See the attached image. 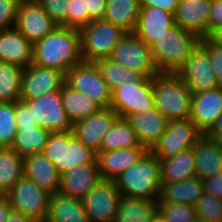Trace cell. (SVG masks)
<instances>
[{
    "instance_id": "6da1fadb",
    "label": "cell",
    "mask_w": 222,
    "mask_h": 222,
    "mask_svg": "<svg viewBox=\"0 0 222 222\" xmlns=\"http://www.w3.org/2000/svg\"><path fill=\"white\" fill-rule=\"evenodd\" d=\"M33 61L42 67L66 74L83 62L79 30L58 26L50 34L33 43Z\"/></svg>"
},
{
    "instance_id": "7a4b0ae2",
    "label": "cell",
    "mask_w": 222,
    "mask_h": 222,
    "mask_svg": "<svg viewBox=\"0 0 222 222\" xmlns=\"http://www.w3.org/2000/svg\"><path fill=\"white\" fill-rule=\"evenodd\" d=\"M200 38L174 24L152 45L153 62L159 73H176L198 47Z\"/></svg>"
},
{
    "instance_id": "3957f363",
    "label": "cell",
    "mask_w": 222,
    "mask_h": 222,
    "mask_svg": "<svg viewBox=\"0 0 222 222\" xmlns=\"http://www.w3.org/2000/svg\"><path fill=\"white\" fill-rule=\"evenodd\" d=\"M114 182L121 195L157 202L161 187L159 158L148 151Z\"/></svg>"
},
{
    "instance_id": "277c9868",
    "label": "cell",
    "mask_w": 222,
    "mask_h": 222,
    "mask_svg": "<svg viewBox=\"0 0 222 222\" xmlns=\"http://www.w3.org/2000/svg\"><path fill=\"white\" fill-rule=\"evenodd\" d=\"M155 108L168 120L190 118L192 93L177 73L153 77Z\"/></svg>"
},
{
    "instance_id": "5b68a950",
    "label": "cell",
    "mask_w": 222,
    "mask_h": 222,
    "mask_svg": "<svg viewBox=\"0 0 222 222\" xmlns=\"http://www.w3.org/2000/svg\"><path fill=\"white\" fill-rule=\"evenodd\" d=\"M60 175L79 165L97 162V154L81 143L72 131L51 132L42 152Z\"/></svg>"
},
{
    "instance_id": "8992f818",
    "label": "cell",
    "mask_w": 222,
    "mask_h": 222,
    "mask_svg": "<svg viewBox=\"0 0 222 222\" xmlns=\"http://www.w3.org/2000/svg\"><path fill=\"white\" fill-rule=\"evenodd\" d=\"M79 33L83 62L96 63L108 59L127 32L109 21L99 19L80 29Z\"/></svg>"
},
{
    "instance_id": "52a82bcc",
    "label": "cell",
    "mask_w": 222,
    "mask_h": 222,
    "mask_svg": "<svg viewBox=\"0 0 222 222\" xmlns=\"http://www.w3.org/2000/svg\"><path fill=\"white\" fill-rule=\"evenodd\" d=\"M108 60L153 78L159 72L153 62L151 46L143 42L134 32H127L112 50Z\"/></svg>"
},
{
    "instance_id": "ba28073f",
    "label": "cell",
    "mask_w": 222,
    "mask_h": 222,
    "mask_svg": "<svg viewBox=\"0 0 222 222\" xmlns=\"http://www.w3.org/2000/svg\"><path fill=\"white\" fill-rule=\"evenodd\" d=\"M4 196L13 210L34 222H46L50 195L31 180L22 176Z\"/></svg>"
},
{
    "instance_id": "9c48e42d",
    "label": "cell",
    "mask_w": 222,
    "mask_h": 222,
    "mask_svg": "<svg viewBox=\"0 0 222 222\" xmlns=\"http://www.w3.org/2000/svg\"><path fill=\"white\" fill-rule=\"evenodd\" d=\"M110 108L122 118L155 108L153 78L144 77L140 82L129 80L116 88L112 92Z\"/></svg>"
},
{
    "instance_id": "30bf717a",
    "label": "cell",
    "mask_w": 222,
    "mask_h": 222,
    "mask_svg": "<svg viewBox=\"0 0 222 222\" xmlns=\"http://www.w3.org/2000/svg\"><path fill=\"white\" fill-rule=\"evenodd\" d=\"M65 82L71 88L91 98L102 108H110L112 92L96 63L81 62L73 66L65 74Z\"/></svg>"
},
{
    "instance_id": "8fae6325",
    "label": "cell",
    "mask_w": 222,
    "mask_h": 222,
    "mask_svg": "<svg viewBox=\"0 0 222 222\" xmlns=\"http://www.w3.org/2000/svg\"><path fill=\"white\" fill-rule=\"evenodd\" d=\"M202 133L187 119L168 121L165 133L149 150L158 158H169L193 148Z\"/></svg>"
},
{
    "instance_id": "7c38bea8",
    "label": "cell",
    "mask_w": 222,
    "mask_h": 222,
    "mask_svg": "<svg viewBox=\"0 0 222 222\" xmlns=\"http://www.w3.org/2000/svg\"><path fill=\"white\" fill-rule=\"evenodd\" d=\"M24 101L36 119L37 125L50 132L72 131L73 124L63 108L61 90Z\"/></svg>"
},
{
    "instance_id": "4fadbf2b",
    "label": "cell",
    "mask_w": 222,
    "mask_h": 222,
    "mask_svg": "<svg viewBox=\"0 0 222 222\" xmlns=\"http://www.w3.org/2000/svg\"><path fill=\"white\" fill-rule=\"evenodd\" d=\"M120 198L114 181L101 180L82 199L89 222H114Z\"/></svg>"
},
{
    "instance_id": "5bb4252c",
    "label": "cell",
    "mask_w": 222,
    "mask_h": 222,
    "mask_svg": "<svg viewBox=\"0 0 222 222\" xmlns=\"http://www.w3.org/2000/svg\"><path fill=\"white\" fill-rule=\"evenodd\" d=\"M176 73L183 79L192 94L219 87L208 53L200 45Z\"/></svg>"
},
{
    "instance_id": "9a60e30c",
    "label": "cell",
    "mask_w": 222,
    "mask_h": 222,
    "mask_svg": "<svg viewBox=\"0 0 222 222\" xmlns=\"http://www.w3.org/2000/svg\"><path fill=\"white\" fill-rule=\"evenodd\" d=\"M65 74L60 70L31 63L24 68L20 100H29L61 90Z\"/></svg>"
},
{
    "instance_id": "2e32d148",
    "label": "cell",
    "mask_w": 222,
    "mask_h": 222,
    "mask_svg": "<svg viewBox=\"0 0 222 222\" xmlns=\"http://www.w3.org/2000/svg\"><path fill=\"white\" fill-rule=\"evenodd\" d=\"M58 27L37 1H20L15 28L32 44Z\"/></svg>"
},
{
    "instance_id": "e0dca14e",
    "label": "cell",
    "mask_w": 222,
    "mask_h": 222,
    "mask_svg": "<svg viewBox=\"0 0 222 222\" xmlns=\"http://www.w3.org/2000/svg\"><path fill=\"white\" fill-rule=\"evenodd\" d=\"M118 114L111 108H101L98 112L73 124L74 136L96 154L101 151L105 133L117 119Z\"/></svg>"
},
{
    "instance_id": "ac0fdd59",
    "label": "cell",
    "mask_w": 222,
    "mask_h": 222,
    "mask_svg": "<svg viewBox=\"0 0 222 222\" xmlns=\"http://www.w3.org/2000/svg\"><path fill=\"white\" fill-rule=\"evenodd\" d=\"M222 113V86L191 97L190 120L202 134H207Z\"/></svg>"
},
{
    "instance_id": "d6986e66",
    "label": "cell",
    "mask_w": 222,
    "mask_h": 222,
    "mask_svg": "<svg viewBox=\"0 0 222 222\" xmlns=\"http://www.w3.org/2000/svg\"><path fill=\"white\" fill-rule=\"evenodd\" d=\"M212 0H179L174 24L196 34L199 38L209 35V11Z\"/></svg>"
},
{
    "instance_id": "ffe728a7",
    "label": "cell",
    "mask_w": 222,
    "mask_h": 222,
    "mask_svg": "<svg viewBox=\"0 0 222 222\" xmlns=\"http://www.w3.org/2000/svg\"><path fill=\"white\" fill-rule=\"evenodd\" d=\"M149 150L145 146H132L97 153L99 173L102 180L114 181L127 168L140 160Z\"/></svg>"
},
{
    "instance_id": "44dd1931",
    "label": "cell",
    "mask_w": 222,
    "mask_h": 222,
    "mask_svg": "<svg viewBox=\"0 0 222 222\" xmlns=\"http://www.w3.org/2000/svg\"><path fill=\"white\" fill-rule=\"evenodd\" d=\"M23 176L39 188L53 195L60 190L61 175L54 164L42 153L23 157Z\"/></svg>"
},
{
    "instance_id": "7402d4cb",
    "label": "cell",
    "mask_w": 222,
    "mask_h": 222,
    "mask_svg": "<svg viewBox=\"0 0 222 222\" xmlns=\"http://www.w3.org/2000/svg\"><path fill=\"white\" fill-rule=\"evenodd\" d=\"M192 149L197 178L203 181L222 172V144L218 140L202 134Z\"/></svg>"
},
{
    "instance_id": "603a6c76",
    "label": "cell",
    "mask_w": 222,
    "mask_h": 222,
    "mask_svg": "<svg viewBox=\"0 0 222 222\" xmlns=\"http://www.w3.org/2000/svg\"><path fill=\"white\" fill-rule=\"evenodd\" d=\"M141 145L150 150L165 133L168 120L156 108L126 117Z\"/></svg>"
},
{
    "instance_id": "cb8c5ba5",
    "label": "cell",
    "mask_w": 222,
    "mask_h": 222,
    "mask_svg": "<svg viewBox=\"0 0 222 222\" xmlns=\"http://www.w3.org/2000/svg\"><path fill=\"white\" fill-rule=\"evenodd\" d=\"M101 180L98 163L79 165L61 175L59 192L83 199Z\"/></svg>"
},
{
    "instance_id": "d4e9b609",
    "label": "cell",
    "mask_w": 222,
    "mask_h": 222,
    "mask_svg": "<svg viewBox=\"0 0 222 222\" xmlns=\"http://www.w3.org/2000/svg\"><path fill=\"white\" fill-rule=\"evenodd\" d=\"M174 25V14L155 7H141L134 33L151 46Z\"/></svg>"
},
{
    "instance_id": "484cf974",
    "label": "cell",
    "mask_w": 222,
    "mask_h": 222,
    "mask_svg": "<svg viewBox=\"0 0 222 222\" xmlns=\"http://www.w3.org/2000/svg\"><path fill=\"white\" fill-rule=\"evenodd\" d=\"M33 44L15 27L0 31V62L26 68L33 61Z\"/></svg>"
},
{
    "instance_id": "4316f807",
    "label": "cell",
    "mask_w": 222,
    "mask_h": 222,
    "mask_svg": "<svg viewBox=\"0 0 222 222\" xmlns=\"http://www.w3.org/2000/svg\"><path fill=\"white\" fill-rule=\"evenodd\" d=\"M46 222H89L81 198L61 192L50 195Z\"/></svg>"
},
{
    "instance_id": "83f0119b",
    "label": "cell",
    "mask_w": 222,
    "mask_h": 222,
    "mask_svg": "<svg viewBox=\"0 0 222 222\" xmlns=\"http://www.w3.org/2000/svg\"><path fill=\"white\" fill-rule=\"evenodd\" d=\"M204 193L203 183L197 177L174 183H161L157 202L185 203L195 206Z\"/></svg>"
},
{
    "instance_id": "f1b7e54d",
    "label": "cell",
    "mask_w": 222,
    "mask_h": 222,
    "mask_svg": "<svg viewBox=\"0 0 222 222\" xmlns=\"http://www.w3.org/2000/svg\"><path fill=\"white\" fill-rule=\"evenodd\" d=\"M161 183H174L196 177L193 149L169 158H159Z\"/></svg>"
},
{
    "instance_id": "f546056e",
    "label": "cell",
    "mask_w": 222,
    "mask_h": 222,
    "mask_svg": "<svg viewBox=\"0 0 222 222\" xmlns=\"http://www.w3.org/2000/svg\"><path fill=\"white\" fill-rule=\"evenodd\" d=\"M157 202L121 195L114 222H153Z\"/></svg>"
},
{
    "instance_id": "4dcf8cb0",
    "label": "cell",
    "mask_w": 222,
    "mask_h": 222,
    "mask_svg": "<svg viewBox=\"0 0 222 222\" xmlns=\"http://www.w3.org/2000/svg\"><path fill=\"white\" fill-rule=\"evenodd\" d=\"M140 8V0H107L103 19L126 32H134Z\"/></svg>"
},
{
    "instance_id": "1f68e13d",
    "label": "cell",
    "mask_w": 222,
    "mask_h": 222,
    "mask_svg": "<svg viewBox=\"0 0 222 222\" xmlns=\"http://www.w3.org/2000/svg\"><path fill=\"white\" fill-rule=\"evenodd\" d=\"M61 96L63 108L72 124L98 112L102 108L91 98L71 88L66 82L61 87Z\"/></svg>"
},
{
    "instance_id": "d6a6232c",
    "label": "cell",
    "mask_w": 222,
    "mask_h": 222,
    "mask_svg": "<svg viewBox=\"0 0 222 222\" xmlns=\"http://www.w3.org/2000/svg\"><path fill=\"white\" fill-rule=\"evenodd\" d=\"M17 128L11 148L21 157L41 153L51 132L39 126Z\"/></svg>"
},
{
    "instance_id": "836d02e7",
    "label": "cell",
    "mask_w": 222,
    "mask_h": 222,
    "mask_svg": "<svg viewBox=\"0 0 222 222\" xmlns=\"http://www.w3.org/2000/svg\"><path fill=\"white\" fill-rule=\"evenodd\" d=\"M23 157L13 148H0V195L4 196L23 176Z\"/></svg>"
},
{
    "instance_id": "e575fe53",
    "label": "cell",
    "mask_w": 222,
    "mask_h": 222,
    "mask_svg": "<svg viewBox=\"0 0 222 222\" xmlns=\"http://www.w3.org/2000/svg\"><path fill=\"white\" fill-rule=\"evenodd\" d=\"M132 146L143 145L140 144L135 131L126 118L117 117L104 135L101 150L113 151Z\"/></svg>"
},
{
    "instance_id": "d590c367",
    "label": "cell",
    "mask_w": 222,
    "mask_h": 222,
    "mask_svg": "<svg viewBox=\"0 0 222 222\" xmlns=\"http://www.w3.org/2000/svg\"><path fill=\"white\" fill-rule=\"evenodd\" d=\"M23 70L21 66L0 62V102L20 100Z\"/></svg>"
},
{
    "instance_id": "8d00e7d4",
    "label": "cell",
    "mask_w": 222,
    "mask_h": 222,
    "mask_svg": "<svg viewBox=\"0 0 222 222\" xmlns=\"http://www.w3.org/2000/svg\"><path fill=\"white\" fill-rule=\"evenodd\" d=\"M105 83L109 86L111 92L116 88L122 87L128 81L140 82L144 76L136 71L117 65L108 59H102L96 62Z\"/></svg>"
},
{
    "instance_id": "74e56055",
    "label": "cell",
    "mask_w": 222,
    "mask_h": 222,
    "mask_svg": "<svg viewBox=\"0 0 222 222\" xmlns=\"http://www.w3.org/2000/svg\"><path fill=\"white\" fill-rule=\"evenodd\" d=\"M17 129L15 102H0V148L11 147Z\"/></svg>"
},
{
    "instance_id": "f35d334b",
    "label": "cell",
    "mask_w": 222,
    "mask_h": 222,
    "mask_svg": "<svg viewBox=\"0 0 222 222\" xmlns=\"http://www.w3.org/2000/svg\"><path fill=\"white\" fill-rule=\"evenodd\" d=\"M157 211L170 222H193L195 207L185 203L157 202Z\"/></svg>"
},
{
    "instance_id": "ab89813d",
    "label": "cell",
    "mask_w": 222,
    "mask_h": 222,
    "mask_svg": "<svg viewBox=\"0 0 222 222\" xmlns=\"http://www.w3.org/2000/svg\"><path fill=\"white\" fill-rule=\"evenodd\" d=\"M194 207L197 217L205 222H219L222 220V199L204 192Z\"/></svg>"
},
{
    "instance_id": "60d3db41",
    "label": "cell",
    "mask_w": 222,
    "mask_h": 222,
    "mask_svg": "<svg viewBox=\"0 0 222 222\" xmlns=\"http://www.w3.org/2000/svg\"><path fill=\"white\" fill-rule=\"evenodd\" d=\"M71 0H37L57 26L67 27V12Z\"/></svg>"
},
{
    "instance_id": "b9f144b4",
    "label": "cell",
    "mask_w": 222,
    "mask_h": 222,
    "mask_svg": "<svg viewBox=\"0 0 222 222\" xmlns=\"http://www.w3.org/2000/svg\"><path fill=\"white\" fill-rule=\"evenodd\" d=\"M90 23L85 0H71L67 12V27L80 30Z\"/></svg>"
},
{
    "instance_id": "7bdbcfd3",
    "label": "cell",
    "mask_w": 222,
    "mask_h": 222,
    "mask_svg": "<svg viewBox=\"0 0 222 222\" xmlns=\"http://www.w3.org/2000/svg\"><path fill=\"white\" fill-rule=\"evenodd\" d=\"M199 45L208 53L212 70L219 86H222V47L208 37L200 38Z\"/></svg>"
},
{
    "instance_id": "ee69618b",
    "label": "cell",
    "mask_w": 222,
    "mask_h": 222,
    "mask_svg": "<svg viewBox=\"0 0 222 222\" xmlns=\"http://www.w3.org/2000/svg\"><path fill=\"white\" fill-rule=\"evenodd\" d=\"M21 0H0V31L15 27Z\"/></svg>"
},
{
    "instance_id": "f6af8a7d",
    "label": "cell",
    "mask_w": 222,
    "mask_h": 222,
    "mask_svg": "<svg viewBox=\"0 0 222 222\" xmlns=\"http://www.w3.org/2000/svg\"><path fill=\"white\" fill-rule=\"evenodd\" d=\"M15 117L17 127H37V122L32 115V109L24 101L15 102Z\"/></svg>"
},
{
    "instance_id": "bcb514c9",
    "label": "cell",
    "mask_w": 222,
    "mask_h": 222,
    "mask_svg": "<svg viewBox=\"0 0 222 222\" xmlns=\"http://www.w3.org/2000/svg\"><path fill=\"white\" fill-rule=\"evenodd\" d=\"M204 192L215 197L222 199V172L219 174L202 181Z\"/></svg>"
},
{
    "instance_id": "7dc6e473",
    "label": "cell",
    "mask_w": 222,
    "mask_h": 222,
    "mask_svg": "<svg viewBox=\"0 0 222 222\" xmlns=\"http://www.w3.org/2000/svg\"><path fill=\"white\" fill-rule=\"evenodd\" d=\"M107 0H85L86 9L90 16V23L93 20L103 19L106 12Z\"/></svg>"
},
{
    "instance_id": "c3c4849f",
    "label": "cell",
    "mask_w": 222,
    "mask_h": 222,
    "mask_svg": "<svg viewBox=\"0 0 222 222\" xmlns=\"http://www.w3.org/2000/svg\"><path fill=\"white\" fill-rule=\"evenodd\" d=\"M222 26V0H212L209 11V34Z\"/></svg>"
},
{
    "instance_id": "681fc988",
    "label": "cell",
    "mask_w": 222,
    "mask_h": 222,
    "mask_svg": "<svg viewBox=\"0 0 222 222\" xmlns=\"http://www.w3.org/2000/svg\"><path fill=\"white\" fill-rule=\"evenodd\" d=\"M179 0H140L141 7H155L175 14Z\"/></svg>"
},
{
    "instance_id": "f907efd6",
    "label": "cell",
    "mask_w": 222,
    "mask_h": 222,
    "mask_svg": "<svg viewBox=\"0 0 222 222\" xmlns=\"http://www.w3.org/2000/svg\"><path fill=\"white\" fill-rule=\"evenodd\" d=\"M13 208L5 196L0 195V222H7Z\"/></svg>"
},
{
    "instance_id": "816d5d0a",
    "label": "cell",
    "mask_w": 222,
    "mask_h": 222,
    "mask_svg": "<svg viewBox=\"0 0 222 222\" xmlns=\"http://www.w3.org/2000/svg\"><path fill=\"white\" fill-rule=\"evenodd\" d=\"M207 135L212 139L218 140L222 144V113Z\"/></svg>"
},
{
    "instance_id": "f5cc1de1",
    "label": "cell",
    "mask_w": 222,
    "mask_h": 222,
    "mask_svg": "<svg viewBox=\"0 0 222 222\" xmlns=\"http://www.w3.org/2000/svg\"><path fill=\"white\" fill-rule=\"evenodd\" d=\"M7 222H34V221L29 217H26L21 212L12 210Z\"/></svg>"
},
{
    "instance_id": "db71d44e",
    "label": "cell",
    "mask_w": 222,
    "mask_h": 222,
    "mask_svg": "<svg viewBox=\"0 0 222 222\" xmlns=\"http://www.w3.org/2000/svg\"><path fill=\"white\" fill-rule=\"evenodd\" d=\"M208 38L218 46L222 47V26L213 30L209 35Z\"/></svg>"
},
{
    "instance_id": "11a10c76",
    "label": "cell",
    "mask_w": 222,
    "mask_h": 222,
    "mask_svg": "<svg viewBox=\"0 0 222 222\" xmlns=\"http://www.w3.org/2000/svg\"><path fill=\"white\" fill-rule=\"evenodd\" d=\"M153 222H170L167 218H165L163 215H161L158 211H156Z\"/></svg>"
},
{
    "instance_id": "9f6ffc18",
    "label": "cell",
    "mask_w": 222,
    "mask_h": 222,
    "mask_svg": "<svg viewBox=\"0 0 222 222\" xmlns=\"http://www.w3.org/2000/svg\"><path fill=\"white\" fill-rule=\"evenodd\" d=\"M193 222H205L204 220H201L200 218L196 217Z\"/></svg>"
},
{
    "instance_id": "6f0895ef",
    "label": "cell",
    "mask_w": 222,
    "mask_h": 222,
    "mask_svg": "<svg viewBox=\"0 0 222 222\" xmlns=\"http://www.w3.org/2000/svg\"><path fill=\"white\" fill-rule=\"evenodd\" d=\"M21 1H37V0H21Z\"/></svg>"
}]
</instances>
